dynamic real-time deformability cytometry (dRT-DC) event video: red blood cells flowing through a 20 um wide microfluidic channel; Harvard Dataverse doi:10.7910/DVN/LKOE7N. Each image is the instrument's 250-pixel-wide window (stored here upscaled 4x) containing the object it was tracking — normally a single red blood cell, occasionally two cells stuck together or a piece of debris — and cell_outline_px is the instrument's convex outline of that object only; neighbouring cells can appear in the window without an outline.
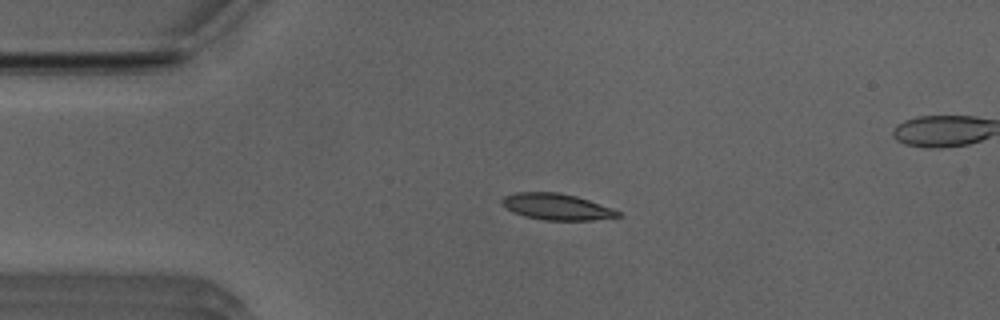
{"species": "Egyptian fruit bat (a non-hibernating species)", "species_latin": "Rousettus aegyptiacus", "temperature_condition": "room temperature", "stored_images_in_passage": 52, "segment_of_instrument_passage": [1, 2], "camera_frame_rate_fps": 3000, "um_per_image_px": 0.085, "animal": {"sex": "male"}, "frame": {"image": 1, "passage_image": 11, "time_ms": 3.333, "image_size_px": [1000, 320], "cell_outline_px": [[624, 216], [592, 220], [544, 220], [524, 216], [512, 212], [504, 208], [500, 204], [500, 200], [504, 196], [516, 192], [556, 192], [576, 196], [612, 208], [620, 212]], "centroid_in_image_um": [47.27, 17.57], "position_along_channel_um": 37.7, "area_um2": 17.92}}
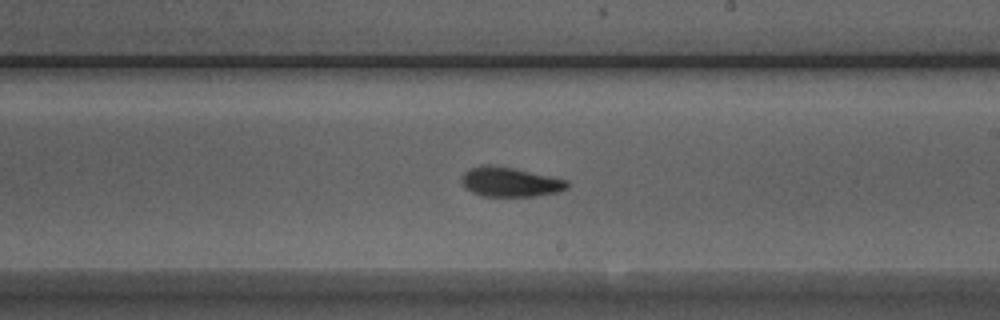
{"frame": {"image": 2, "passage_image": 29, "time_ms": 9.333, "image_size_px": [1000, 320], "cell_outline_px": [[568, 188], [556, 192], [536, 196], [484, 196], [472, 192], [464, 188], [460, 184], [460, 180], [464, 172], [468, 168], [480, 164], [492, 164], [512, 168], [568, 180]], "centroid_in_image_um": [43.28, 15.45], "position_along_channel_um": 245.7, "area_um2": 18.32}}
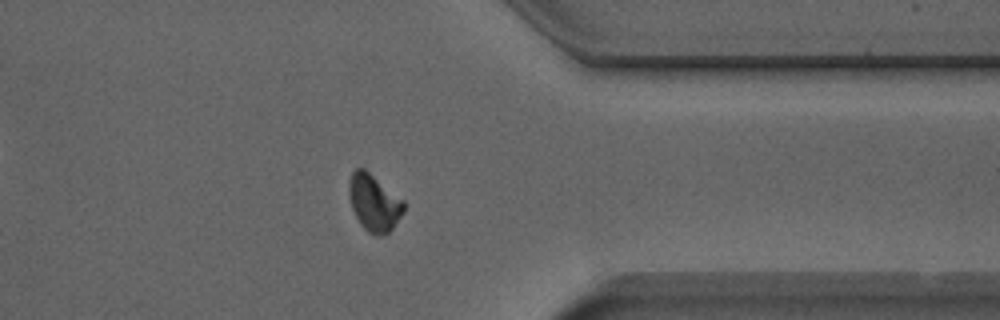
{"frame": {"image": 3, "passage_image": 40, "time_ms": 13.0, "image_size_px": [1000, 320], "cell_outline_px": [[404, 212], [392, 228], [388, 232], [380, 236], [376, 236], [368, 232], [360, 224], [352, 208], [348, 192], [348, 184], [352, 172], [356, 168], [364, 168], [404, 200]], "centroid_in_image_um": [31.79, 17.23], "position_along_channel_um": 379.6, "area_um2": 18.09}}